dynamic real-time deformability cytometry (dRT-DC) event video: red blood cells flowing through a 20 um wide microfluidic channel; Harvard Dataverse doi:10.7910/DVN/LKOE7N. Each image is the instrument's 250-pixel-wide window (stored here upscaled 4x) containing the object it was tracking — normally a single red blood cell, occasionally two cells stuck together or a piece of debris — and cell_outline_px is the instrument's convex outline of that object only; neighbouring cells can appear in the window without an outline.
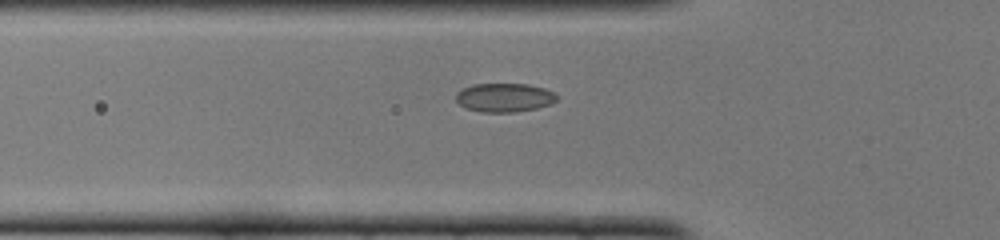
{"species": "common noctule bat (a hibernating species)", "species_latin": "Nyctalus noctula", "temperature_condition": "cold", "stored_images_in_passage": 37, "camera_frame_rate_fps": 3000, "um_per_image_px": 0.085, "animal": {"sex": "female", "body_mass_g": 22.0, "forearm_length_mm": 56.7}, "frame": {"image": 1, "passage_image": 10, "time_ms": 3.0, "image_size_px": [1000, 240], "cell_outline_px": [[556, 100], [548, 104], [536, 108], [512, 112], [480, 112], [464, 108], [456, 100], [456, 92], [472, 84], [528, 84], [544, 88], [552, 92], [556, 96]], "centroid_in_image_um": [42.81, 8.29], "position_along_channel_um": 83.0, "area_um2": 16.76}}
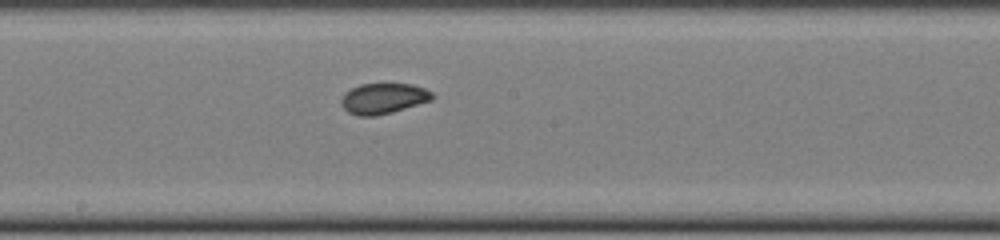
{"frame": {"image": 2, "passage_image": 20, "time_ms": 6.333, "image_size_px": [1000, 240], "cell_outline_px": [[432, 100], [392, 112], [372, 116], [360, 116], [348, 112], [340, 104], [340, 100], [344, 92], [360, 84], [412, 84], [424, 88], [432, 92]], "centroid_in_image_um": [32.55, 8.36], "position_along_channel_um": 215.6, "area_um2": 16.13}}
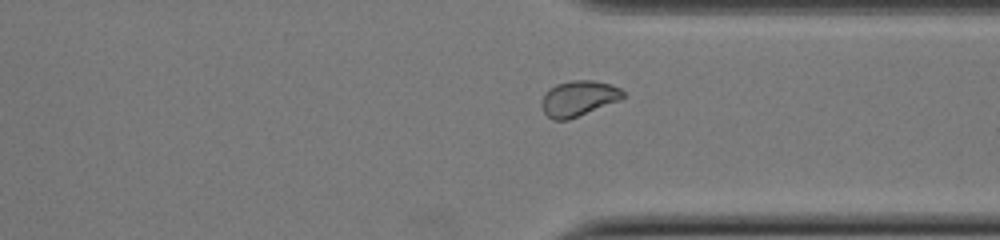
{"frame": {"image": 3, "passage_image": 31, "time_ms": 10.0, "image_size_px": [1000, 240], "cell_outline_px": [[624, 96], [620, 100], [568, 120], [552, 120], [544, 112], [540, 104], [544, 96], [556, 84], [572, 80], [592, 80], [612, 84], [620, 88], [624, 92]], "centroid_in_image_um": [49.19, 8.37], "position_along_channel_um": 362.2, "area_um2": 16.7}}